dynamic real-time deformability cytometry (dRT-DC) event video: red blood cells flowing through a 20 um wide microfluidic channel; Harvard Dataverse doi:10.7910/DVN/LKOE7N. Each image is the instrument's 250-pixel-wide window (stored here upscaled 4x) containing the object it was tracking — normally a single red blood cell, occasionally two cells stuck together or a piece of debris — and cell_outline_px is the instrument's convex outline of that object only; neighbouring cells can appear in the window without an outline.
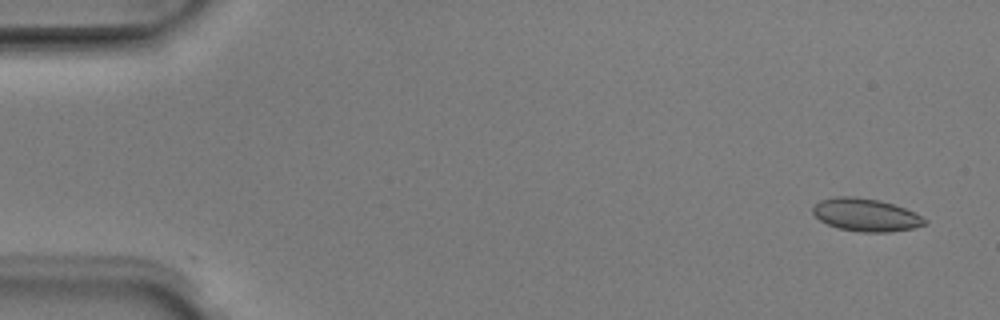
{"species": "Egyptian fruit bat (a non-hibernating species)", "species_latin": "Rousettus aegyptiacus", "temperature_condition": "room temperature", "stored_images_in_passage": 5, "camera_frame_rate_fps": 3000, "um_per_image_px": 0.085, "animal": {"sex": "male"}, "frame": {"image": 1, "passage_image": 1, "time_ms": 0.0, "image_size_px": [1000, 320], "cell_outline_px": [[928, 224], [912, 228], [888, 232], [860, 232], [836, 228], [820, 220], [812, 212], [812, 208], [820, 200], [836, 196], [856, 196], [880, 200], [904, 208], [928, 220]], "centroid_in_image_um": [73.58, 18.26], "position_along_channel_um": 11.4, "area_um2": 21.39}}
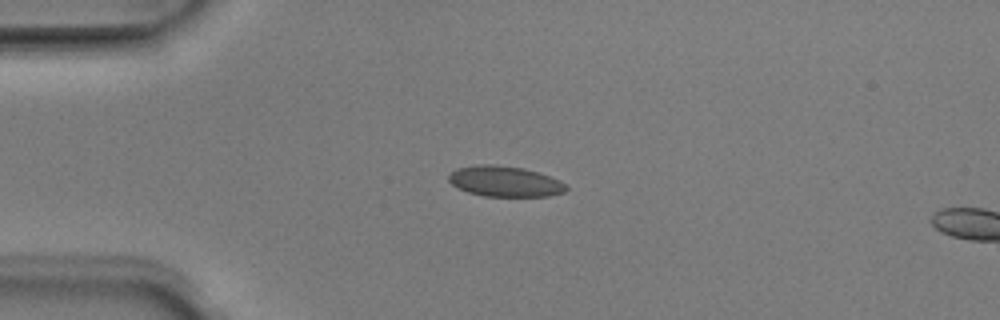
{"frame": {"image": 2, "passage_image": 4, "time_ms": 1.0, "image_size_px": [1000, 320], "cell_outline_px": [[568, 188], [564, 192], [548, 196], [484, 196], [468, 192], [452, 184], [448, 180], [448, 176], [456, 168], [476, 164], [496, 164], [524, 168], [560, 180]], "centroid_in_image_um": [42.89, 15.41], "position_along_channel_um": 42.1, "area_um2": 20.87}}